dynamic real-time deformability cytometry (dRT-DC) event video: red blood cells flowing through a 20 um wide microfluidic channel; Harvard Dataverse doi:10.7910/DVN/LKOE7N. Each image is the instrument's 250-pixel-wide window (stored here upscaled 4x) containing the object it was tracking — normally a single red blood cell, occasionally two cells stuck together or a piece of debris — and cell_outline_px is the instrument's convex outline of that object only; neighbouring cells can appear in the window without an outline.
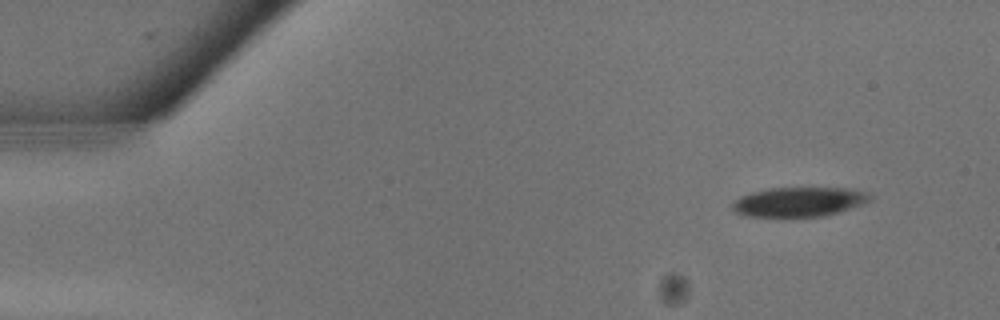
{"species": "common noctule bat (a hibernating species)", "species_latin": "Nyctalus noctula", "temperature_condition": "warm", "stored_images_in_passage": 26, "camera_frame_rate_fps": 3000, "um_per_image_px": 0.085, "animal": {"sex": "male", "body_mass_g": 13.3}, "frame": {"image": 1, "passage_image": 1, "time_ms": 0.0, "image_size_px": [1000, 320], "cell_outline_px": [[872, 200], [836, 212], [820, 216], [784, 220], [744, 216], [736, 212], [732, 208], [732, 204], [740, 196], [752, 192], [768, 188], [848, 188], [868, 192], [872, 196]], "centroid_in_image_um": [67.83, 17.2], "position_along_channel_um": 17.2, "area_um2": 24.39}}
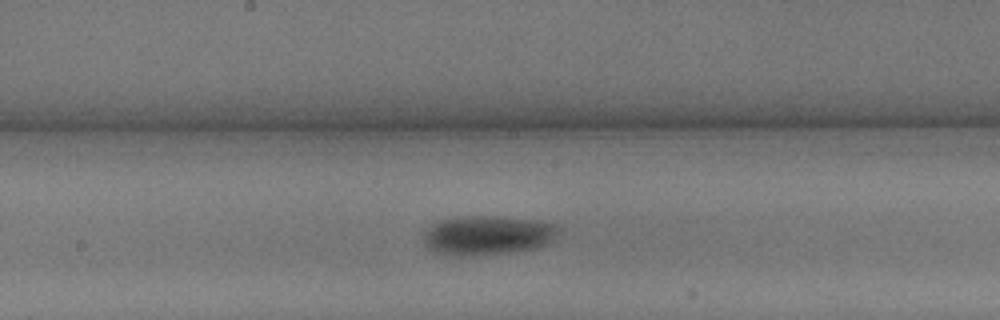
{"frame": {"image": 2, "passage_image": 13, "time_ms": 4.0, "image_size_px": [1000, 320], "cell_outline_px": [[560, 232], [552, 240], [544, 244], [532, 248], [484, 256], [452, 256], [436, 252], [428, 248], [424, 244], [420, 232], [432, 224], [440, 220], [456, 216], [500, 216], [532, 220], [552, 224], [560, 228]], "centroid_in_image_um": [41.33, 20.0], "position_along_channel_um": 206.9, "area_um2": 31.33}}
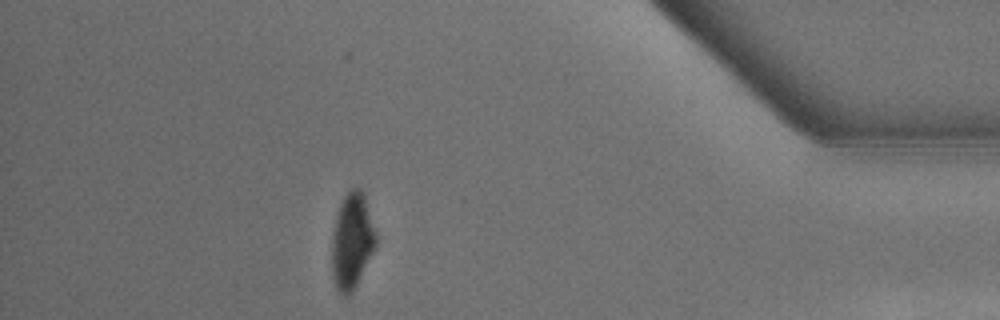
{"frame": {"image": 3, "passage_image": 23, "time_ms": 7.333, "image_size_px": [1000, 320], "cell_outline_px": [[376, 244], [352, 292], [348, 296], [344, 296], [336, 288], [332, 276], [332, 232], [336, 216], [340, 204], [344, 196], [352, 188], [360, 188], [364, 196], [376, 236]], "centroid_in_image_um": [29.88, 20.49], "position_along_channel_um": 405.3, "area_um2": 23.99}}